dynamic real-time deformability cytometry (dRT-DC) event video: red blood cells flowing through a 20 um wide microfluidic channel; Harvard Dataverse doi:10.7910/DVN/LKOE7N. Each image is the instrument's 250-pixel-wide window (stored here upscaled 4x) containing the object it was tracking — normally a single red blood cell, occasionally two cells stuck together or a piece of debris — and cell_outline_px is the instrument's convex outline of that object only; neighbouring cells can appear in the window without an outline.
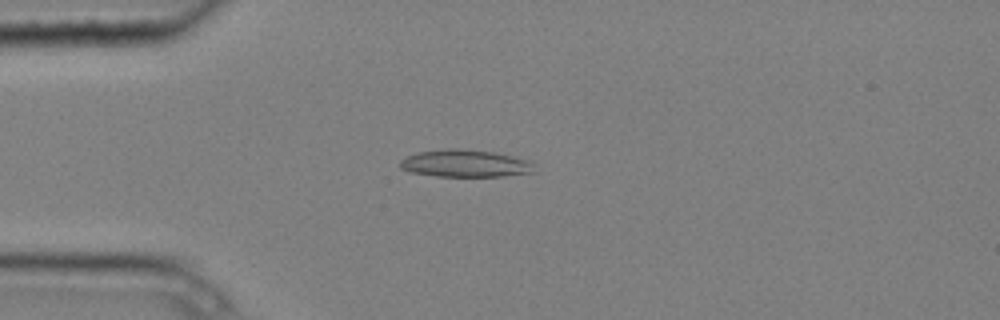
{"species": "common noctule bat (a hibernating species)", "species_latin": "Nyctalus noctula", "temperature_condition": "cold", "stored_images_in_passage": 5, "camera_frame_rate_fps": 3000, "um_per_image_px": 0.085, "animal": {"sex": "male", "body_mass_g": 20.4}, "frame": {"image": 1, "passage_image": 4, "time_ms": 1.0, "image_size_px": [1000, 320], "cell_outline_px": [[536, 172], [504, 176], [436, 176], [408, 172], [400, 168], [400, 160], [416, 152], [448, 148], [460, 148], [496, 152], [532, 160]], "centroid_in_image_um": [39.57, 13.88], "position_along_channel_um": 45.4, "area_um2": 21.79}}